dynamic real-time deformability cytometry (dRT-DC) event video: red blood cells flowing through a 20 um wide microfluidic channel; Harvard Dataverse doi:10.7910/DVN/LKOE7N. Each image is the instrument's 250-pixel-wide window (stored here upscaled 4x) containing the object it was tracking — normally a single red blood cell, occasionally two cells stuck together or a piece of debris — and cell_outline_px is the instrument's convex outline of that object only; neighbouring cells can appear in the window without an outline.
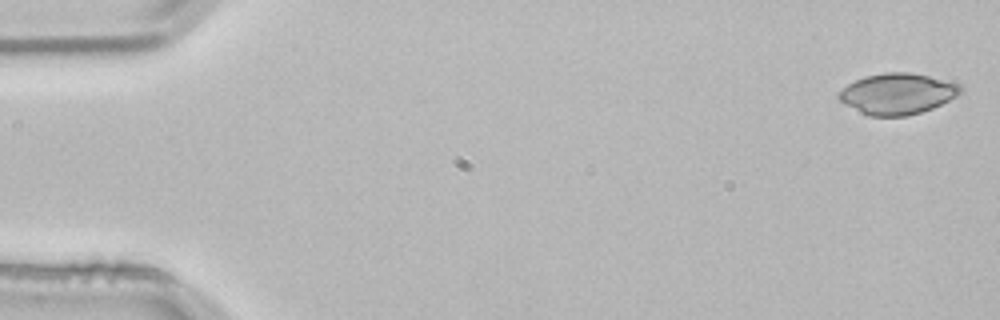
{"species": "common noctule bat (a hibernating species)", "species_latin": "Nyctalus noctula", "temperature_condition": "room temperature", "stored_images_in_passage": 4, "camera_frame_rate_fps": 3000, "um_per_image_px": 0.085, "animal": {"sex": "male", "body_mass_g": 21.5, "forearm_length_mm": 52.0}, "frame": {"image": 1, "passage_image": 1, "time_ms": 0.0, "image_size_px": [1000, 320], "cell_outline_px": [[964, 92], [932, 108], [908, 116], [868, 116], [860, 112], [840, 100], [836, 96], [836, 92], [848, 84], [864, 76], [884, 72], [908, 72], [928, 76], [960, 84], [964, 88]], "centroid_in_image_um": [76.27, 7.96], "position_along_channel_um": 8.7, "area_um2": 29.07}}
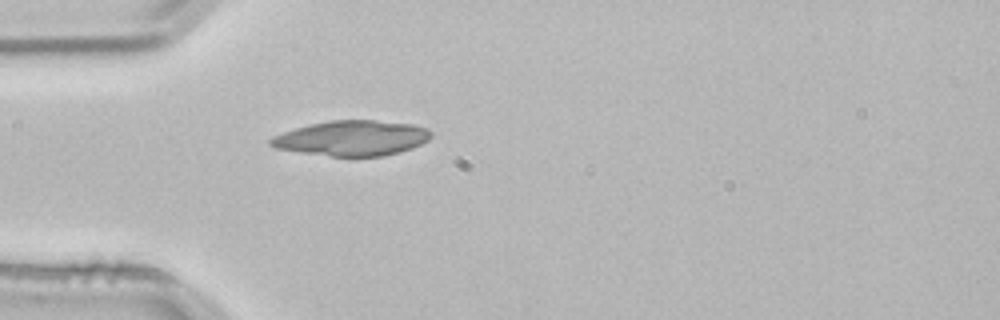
{"frame": {"image": 2, "passage_image": 4, "time_ms": 1.0, "image_size_px": [1000, 320], "cell_outline_px": [[432, 136], [428, 140], [412, 148], [400, 152], [384, 156], [332, 156], [276, 148], [268, 144], [268, 140], [272, 136], [296, 128], [328, 120], [376, 120], [412, 124], [428, 128], [432, 132]], "centroid_in_image_um": [29.95, 11.73], "position_along_channel_um": 55.0, "area_um2": 32.77}}